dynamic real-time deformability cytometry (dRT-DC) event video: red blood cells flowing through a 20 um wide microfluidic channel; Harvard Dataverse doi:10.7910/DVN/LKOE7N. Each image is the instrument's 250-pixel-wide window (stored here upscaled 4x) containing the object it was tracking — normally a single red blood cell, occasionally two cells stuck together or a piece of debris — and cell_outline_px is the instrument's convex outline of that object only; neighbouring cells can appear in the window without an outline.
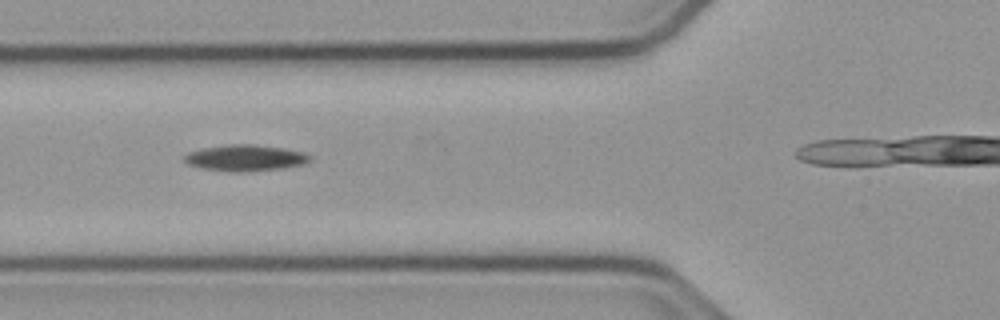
{"species": "common noctule bat (a hibernating species)", "species_latin": "Nyctalus noctula", "temperature_condition": "cold", "stored_images_in_passage": 29, "camera_frame_rate_fps": 3000, "um_per_image_px": 0.085, "animal": {"sex": "male", "body_mass_g": 23.1, "forearm_length_mm": 52.7}, "frame": {"image": 1, "passage_image": 5, "time_ms": 1.333, "image_size_px": [1000, 320], "cell_outline_px": [[312, 160], [304, 164], [284, 168], [240, 172], [232, 172], [204, 168], [188, 164], [184, 160], [184, 156], [188, 152], [204, 148], [228, 144], [256, 144], [284, 148], [300, 152], [312, 156]], "centroid_in_image_um": [20.88, 13.42], "position_along_channel_um": 104.9, "area_um2": 19.13}}
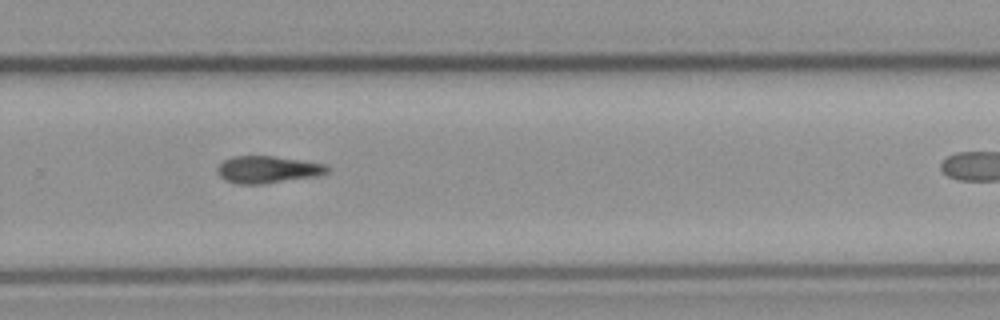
{"frame": {"image": 2, "passage_image": 21, "time_ms": 6.667, "image_size_px": [1000, 320], "cell_outline_px": [[328, 172], [316, 176], [264, 184], [236, 184], [224, 180], [216, 172], [216, 168], [224, 160], [232, 156], [276, 156], [304, 160], [328, 164]], "centroid_in_image_um": [22.74, 14.41], "position_along_channel_um": 307.1, "area_um2": 17.63}}